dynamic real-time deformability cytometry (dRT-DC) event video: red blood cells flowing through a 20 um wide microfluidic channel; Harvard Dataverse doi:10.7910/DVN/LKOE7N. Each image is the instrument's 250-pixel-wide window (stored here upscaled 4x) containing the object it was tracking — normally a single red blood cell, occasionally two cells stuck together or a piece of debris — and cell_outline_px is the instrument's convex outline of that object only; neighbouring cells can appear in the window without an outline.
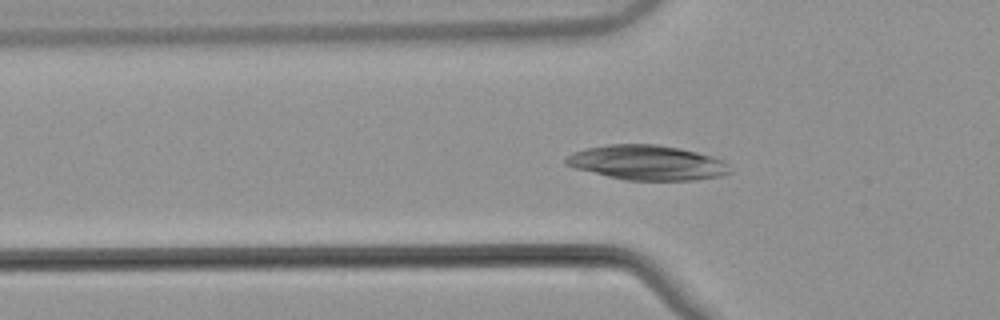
{"species": "common noctule bat (a hibernating species)", "species_latin": "Nyctalus noctula", "temperature_condition": "warm", "stored_images_in_passage": 32, "camera_frame_rate_fps": 3000, "um_per_image_px": 0.085, "animal": {"sex": "male", "body_mass_g": 21.5, "forearm_length_mm": 52.0}, "frame": {"image": 1, "passage_image": 7, "time_ms": 2.0, "image_size_px": [1000, 320], "cell_outline_px": [[732, 172], [724, 176], [696, 180], [624, 180], [576, 168], [564, 164], [564, 160], [572, 152], [584, 148], [608, 144], [656, 144], [680, 148], [712, 156], [724, 160], [728, 164]], "centroid_in_image_um": [55.04, 13.82], "position_along_channel_um": 70.8, "area_um2": 33.47}}
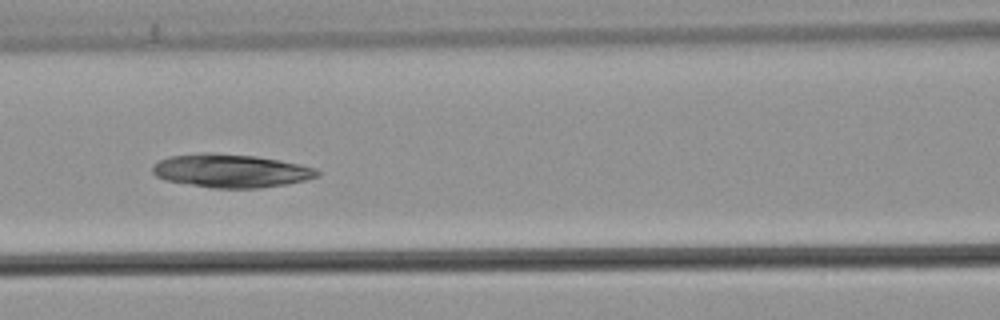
{"frame": {"image": 2, "passage_image": 13, "time_ms": 4.0, "image_size_px": [1000, 320], "cell_outline_px": [[320, 176], [288, 184], [260, 188], [212, 188], [164, 180], [156, 176], [152, 172], [152, 164], [168, 156], [200, 152], [212, 152], [256, 156], [280, 160], [300, 164], [316, 168], [320, 172]], "centroid_in_image_um": [19.61, 14.51], "position_along_channel_um": 147.0, "area_um2": 32.43}}
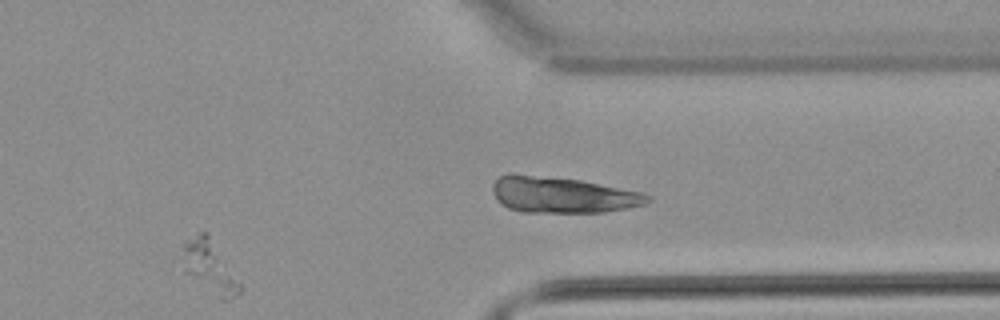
{"frame": {"image": 3, "passage_image": 30, "time_ms": 9.667, "image_size_px": [1000, 320], "cell_outline_px": [[244, 288], [240, 292], [228, 300], [220, 300], [184, 272], [184, 240], [200, 232], [208, 232], [244, 284]], "centroid_in_image_um": [17.9, 22.7], "position_along_channel_um": 393.5, "area_um2": 17.98}}